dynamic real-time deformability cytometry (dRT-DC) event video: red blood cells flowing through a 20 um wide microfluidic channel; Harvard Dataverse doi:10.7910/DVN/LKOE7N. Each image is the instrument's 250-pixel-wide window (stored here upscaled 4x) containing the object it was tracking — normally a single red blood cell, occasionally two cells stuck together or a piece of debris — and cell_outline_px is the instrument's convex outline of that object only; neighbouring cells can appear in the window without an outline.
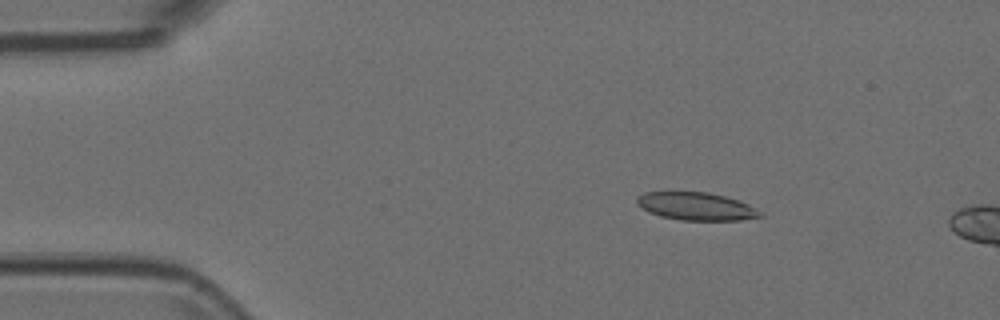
{"species": "Egyptian fruit bat (a non-hibernating species)", "species_latin": "Rousettus aegyptiacus", "temperature_condition": "room temperature", "stored_images_in_passage": 12, "camera_frame_rate_fps": 3000, "um_per_image_px": 0.085, "animal": {"sex": "female"}, "frame": {"image": 1, "passage_image": 9, "time_ms": 2.667, "image_size_px": [1000, 320], "cell_outline_px": [[764, 216], [740, 220], [680, 220], [660, 216], [648, 212], [636, 204], [636, 196], [644, 192], [708, 192], [740, 200], [764, 212]], "centroid_in_image_um": [59.19, 17.54], "position_along_channel_um": 25.8, "area_um2": 20.23}}